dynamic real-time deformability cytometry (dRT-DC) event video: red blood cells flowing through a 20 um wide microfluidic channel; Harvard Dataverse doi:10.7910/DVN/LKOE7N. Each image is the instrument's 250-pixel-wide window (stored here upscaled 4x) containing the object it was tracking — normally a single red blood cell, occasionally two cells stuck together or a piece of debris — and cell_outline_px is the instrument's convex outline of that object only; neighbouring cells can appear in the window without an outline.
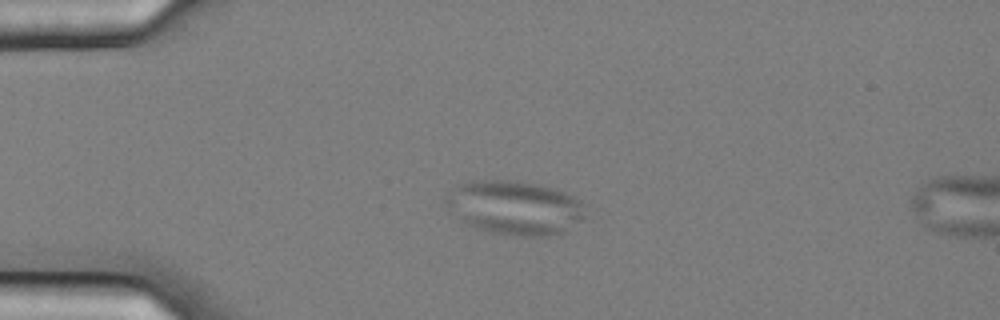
{"species": "common noctule bat (a hibernating species)", "species_latin": "Nyctalus noctula", "temperature_condition": "cold", "stored_images_in_passage": 44, "camera_frame_rate_fps": 3000, "um_per_image_px": 0.085, "animal": {"sex": "female", "body_mass_g": 25.1}, "frame": {"image": 1, "passage_image": 1, "time_ms": 0.0, "image_size_px": [1000, 320], "cell_outline_px": [[588, 204], [584, 220], [564, 232], [540, 236], [524, 236], [492, 232], [468, 224], [460, 220], [444, 204], [444, 200], [452, 188], [468, 180], [516, 180], [552, 188], [564, 192]], "centroid_in_image_um": [43.79, 17.63], "position_along_channel_um": 41.2, "area_um2": 44.04}}